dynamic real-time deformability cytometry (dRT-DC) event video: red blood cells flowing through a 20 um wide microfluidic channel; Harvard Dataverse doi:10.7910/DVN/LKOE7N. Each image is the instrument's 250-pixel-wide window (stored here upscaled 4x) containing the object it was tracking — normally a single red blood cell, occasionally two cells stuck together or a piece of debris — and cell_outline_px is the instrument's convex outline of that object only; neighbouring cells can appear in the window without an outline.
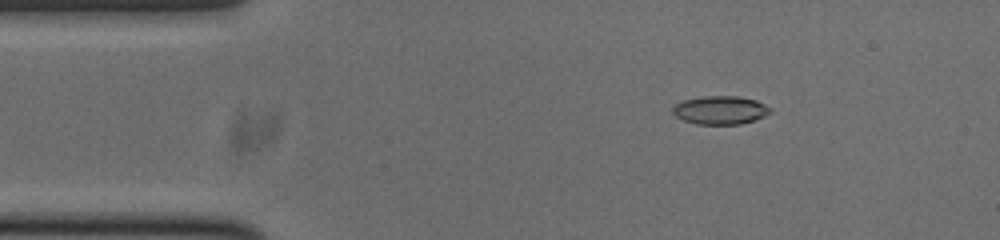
{"species": "common noctule bat (a hibernating species)", "species_latin": "Nyctalus noctula", "temperature_condition": "cold", "stored_images_in_passage": 49, "camera_frame_rate_fps": 3000, "um_per_image_px": 0.085, "animal": {"sex": "male", "body_mass_g": 20.0, "forearm_length_mm": 53.3}, "frame": {"image": 1, "passage_image": 4, "time_ms": 1.0, "image_size_px": [1000, 240], "cell_outline_px": [[772, 112], [756, 120], [740, 124], [696, 124], [684, 120], [676, 116], [672, 112], [672, 108], [676, 104], [684, 100], [704, 96], [736, 96], [756, 100], [772, 108]], "centroid_in_image_um": [61.25, 9.36], "position_along_channel_um": 23.7, "area_um2": 16.13}}
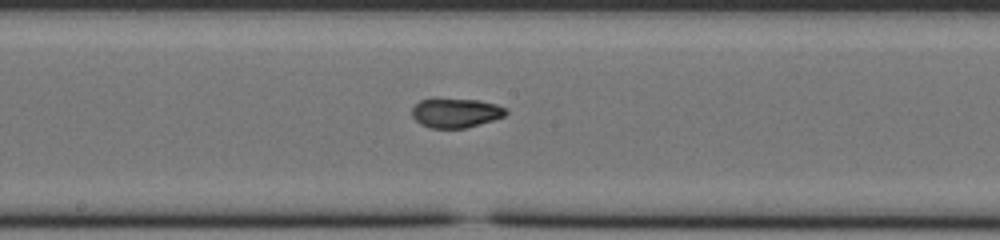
{"frame": {"image": 2, "passage_image": 23, "time_ms": 7.333, "image_size_px": [1000, 240], "cell_outline_px": [[508, 112], [504, 116], [480, 124], [464, 128], [428, 128], [420, 124], [412, 116], [412, 108], [420, 100], [432, 96], [436, 96], [480, 100], [496, 104], [508, 108]], "centroid_in_image_um": [38.71, 9.55], "position_along_channel_um": 209.5, "area_um2": 16.76}}
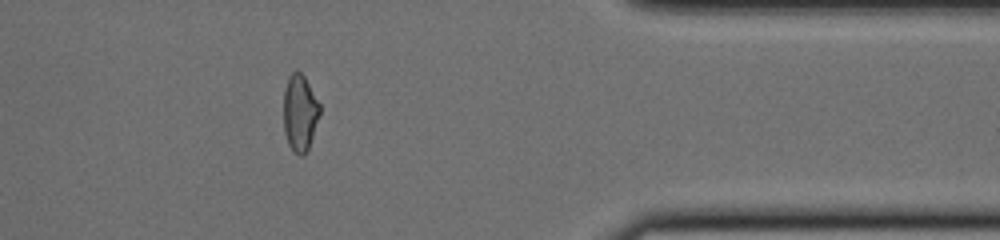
{"frame": {"image": 3, "passage_image": 39, "time_ms": 12.667, "image_size_px": [1000, 240], "cell_outline_px": [[320, 112], [308, 148], [304, 156], [300, 156], [292, 152], [288, 144], [284, 132], [284, 88], [288, 76], [296, 68], [304, 76], [320, 104]], "centroid_in_image_um": [25.47, 9.58], "position_along_channel_um": 385.9, "area_um2": 16.24}, "authors_computed_cell_mechanics": {"area_um2": 16.473, "velocity_mm_per_s": 3.7881, "shape_relaxation_time_tau1_ms": 5.1366, "shape_relaxation_time_tau2_ms": 2.1741, "deformation_change_tau1": 0.1787, "deformation_change_tau2": 0.0601}}